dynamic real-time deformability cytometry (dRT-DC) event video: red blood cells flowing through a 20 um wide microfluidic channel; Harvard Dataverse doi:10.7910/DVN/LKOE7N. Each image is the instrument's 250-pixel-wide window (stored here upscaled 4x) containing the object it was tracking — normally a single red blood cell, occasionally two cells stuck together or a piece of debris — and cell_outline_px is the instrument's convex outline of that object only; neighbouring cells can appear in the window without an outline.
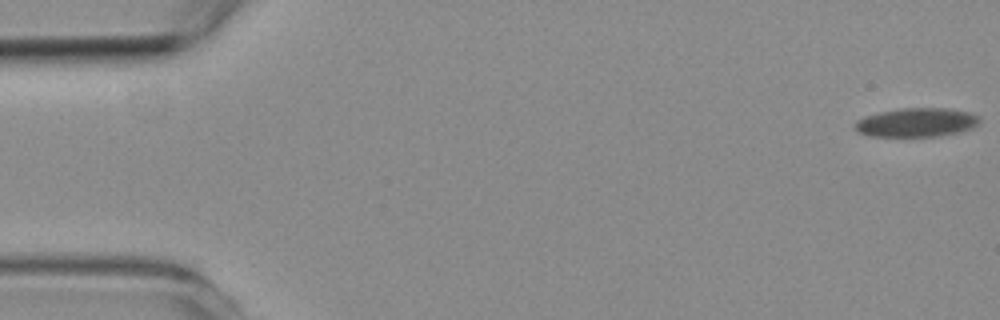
{"species": "common noctule bat (a hibernating species)", "species_latin": "Nyctalus noctula", "temperature_condition": "room temperature", "stored_images_in_passage": 6, "camera_frame_rate_fps": 3000, "um_per_image_px": 0.085, "animal": {"sex": "female", "body_mass_g": 19.3, "forearm_length_mm": 54.1}, "frame": {"image": 1, "passage_image": 1, "time_ms": 0.0, "image_size_px": [1000, 320], "cell_outline_px": [[980, 120], [972, 128], [956, 132], [936, 136], [872, 136], [860, 132], [856, 128], [856, 120], [864, 116], [880, 112], [900, 108], [948, 108], [972, 112], [980, 116]], "centroid_in_image_um": [77.93, 10.39], "position_along_channel_um": 7.1, "area_um2": 20.81}}